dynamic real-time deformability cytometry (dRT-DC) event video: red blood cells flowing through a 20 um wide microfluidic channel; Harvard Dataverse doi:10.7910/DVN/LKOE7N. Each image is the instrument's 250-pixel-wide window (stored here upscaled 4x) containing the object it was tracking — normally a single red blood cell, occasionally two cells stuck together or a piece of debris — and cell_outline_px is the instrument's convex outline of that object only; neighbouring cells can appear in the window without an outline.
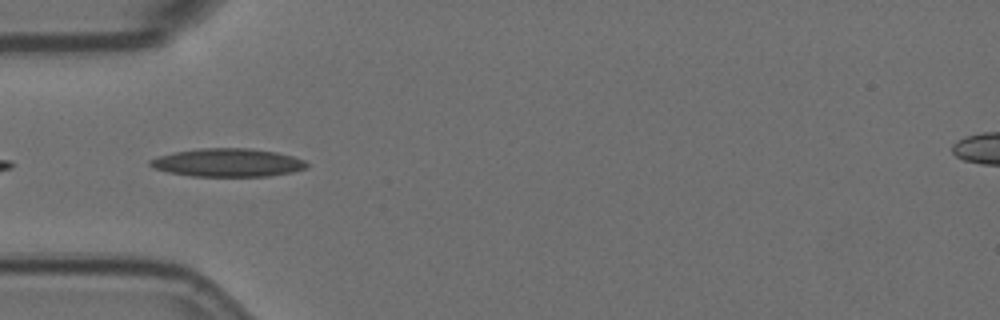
{"species": "Egyptian fruit bat (a non-hibernating species)", "species_latin": "Rousettus aegyptiacus", "temperature_condition": "room temperature", "stored_images_in_passage": 9, "camera_frame_rate_fps": 3000, "um_per_image_px": 0.085, "animal": {"sex": "female"}, "frame": {"image": 1, "passage_image": 4, "time_ms": 1.0, "image_size_px": [1000, 320], "cell_outline_px": [[308, 168], [292, 172], [268, 176], [192, 176], [168, 172], [152, 168], [148, 164], [148, 160], [156, 156], [172, 152], [200, 148], [252, 148], [276, 152], [292, 156], [304, 160], [308, 164]], "centroid_in_image_um": [19.32, 13.82], "position_along_channel_um": 65.7, "area_um2": 26.01}}
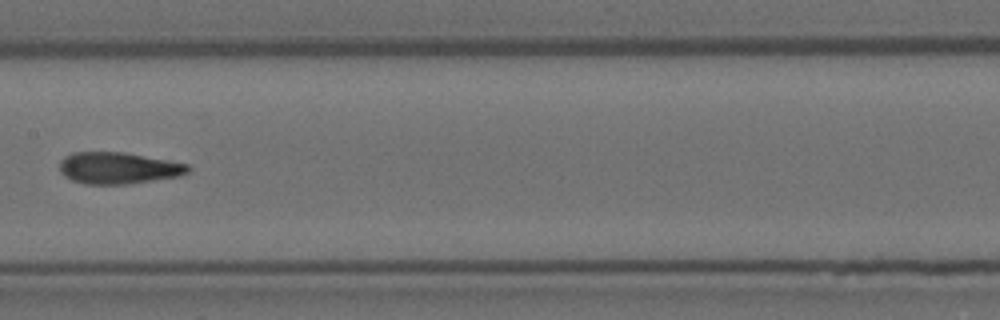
{"frame": {"image": 2, "passage_image": 7, "time_ms": 2.0, "image_size_px": [1000, 320], "cell_outline_px": [[192, 172], [180, 176], [128, 184], [84, 184], [72, 180], [64, 176], [60, 172], [60, 160], [64, 156], [72, 152], [124, 152], [188, 164], [192, 168]], "centroid_in_image_um": [10.07, 14.28], "position_along_channel_um": 197.3, "area_um2": 23.87}}
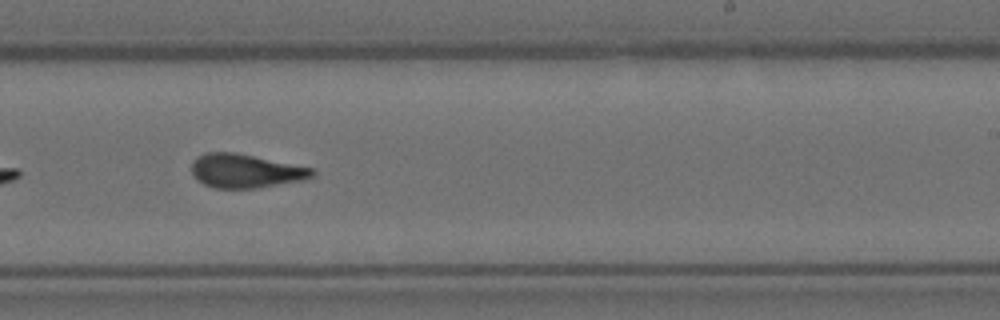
{"frame": {"image": 3, "passage_image": 9, "time_ms": 2.667, "image_size_px": [1000, 320], "cell_outline_px": [[316, 176], [300, 180], [256, 188], [216, 188], [204, 184], [196, 180], [192, 172], [192, 160], [196, 156], [204, 152], [232, 152], [316, 168]], "centroid_in_image_um": [20.86, 14.52], "position_along_channel_um": 268.1, "area_um2": 23.81}}